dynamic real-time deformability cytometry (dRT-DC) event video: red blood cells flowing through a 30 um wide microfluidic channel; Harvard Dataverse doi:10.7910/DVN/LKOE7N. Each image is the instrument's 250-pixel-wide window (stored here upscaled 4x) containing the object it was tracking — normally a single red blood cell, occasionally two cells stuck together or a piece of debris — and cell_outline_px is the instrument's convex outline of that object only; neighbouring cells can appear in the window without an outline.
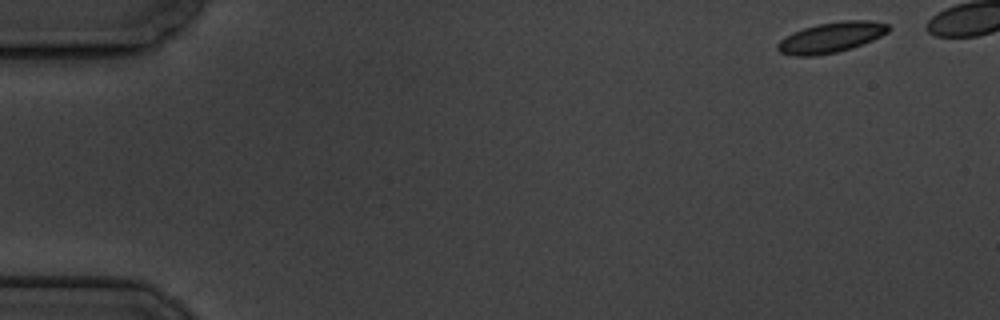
{"species": "common noctule bat (a hibernating species)", "species_latin": "Nyctalus noctula", "temperature_condition": "cold", "stored_images_in_passage": 7, "segment_of_instrument_passage": [1, 2], "camera_frame_rate_fps": 3000, "um_per_image_px": 0.085, "animal": {"sex": "male", "body_mass_g": 19.5, "forearm_length_mm": 54.6}, "frame": {"image": 1, "passage_image": 1, "time_ms": 0.0, "image_size_px": [1000, 320], "cell_outline_px": [[888, 32], [872, 40], [836, 52], [812, 56], [796, 56], [780, 52], [776, 48], [776, 44], [780, 40], [804, 28], [820, 24], [840, 20], [872, 20], [888, 24]], "centroid_in_image_um": [70.64, 3.17], "position_along_channel_um": 14.4, "area_um2": 19.19}}
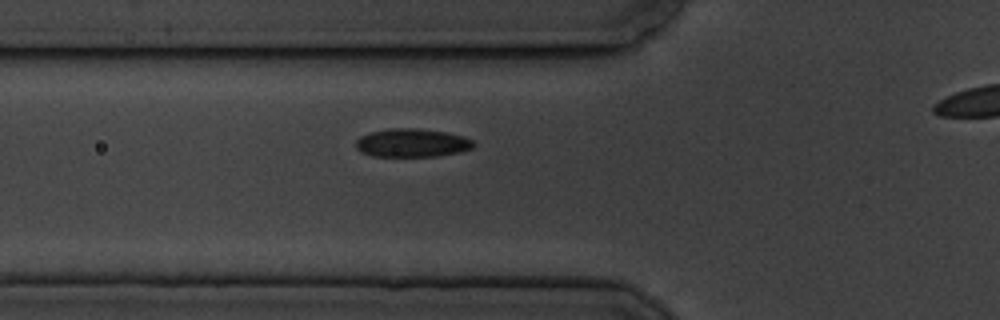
{"frame": {"image": 2, "passage_image": 6, "time_ms": 5.667, "image_size_px": [1000, 320], "cell_outline_px": [[476, 144], [472, 148], [460, 152], [436, 156], [372, 156], [360, 152], [356, 148], [356, 140], [360, 136], [368, 132], [388, 128], [416, 128], [444, 132], [464, 136], [472, 140]], "centroid_in_image_um": [34.99, 12.14], "position_along_channel_um": 90.8, "area_um2": 19.59}}